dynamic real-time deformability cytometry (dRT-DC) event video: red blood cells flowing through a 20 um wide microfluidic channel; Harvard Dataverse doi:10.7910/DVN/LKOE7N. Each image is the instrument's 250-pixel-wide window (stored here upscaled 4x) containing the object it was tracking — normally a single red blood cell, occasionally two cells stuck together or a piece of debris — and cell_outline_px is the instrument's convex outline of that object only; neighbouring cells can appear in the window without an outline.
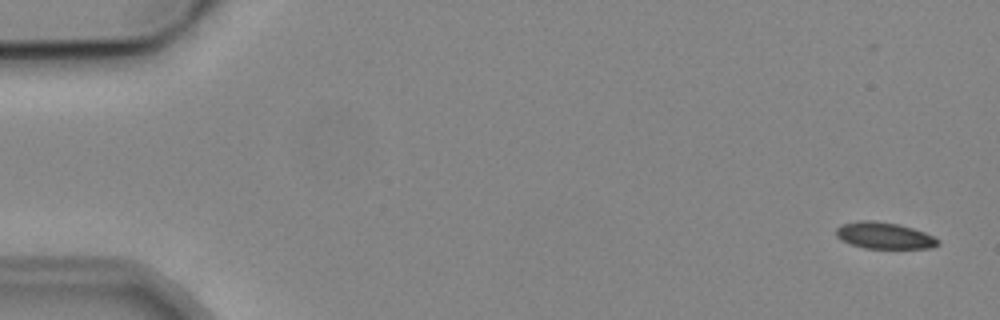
{"species": "common noctule bat (a hibernating species)", "species_latin": "Nyctalus noctula", "temperature_condition": "cold", "stored_images_in_passage": 5, "camera_frame_rate_fps": 3000, "um_per_image_px": 0.085, "animal": {"sex": "male", "body_mass_g": 19.2, "forearm_length_mm": 51.8}, "frame": {"image": 1, "passage_image": 1, "time_ms": 0.0, "image_size_px": [1000, 320], "cell_outline_px": [[940, 244], [932, 248], [864, 248], [840, 240], [836, 236], [836, 228], [844, 224], [860, 220], [872, 220], [896, 224], [912, 228], [924, 232], [940, 240]], "centroid_in_image_um": [75.16, 20.03], "position_along_channel_um": 9.8, "area_um2": 15.61}}
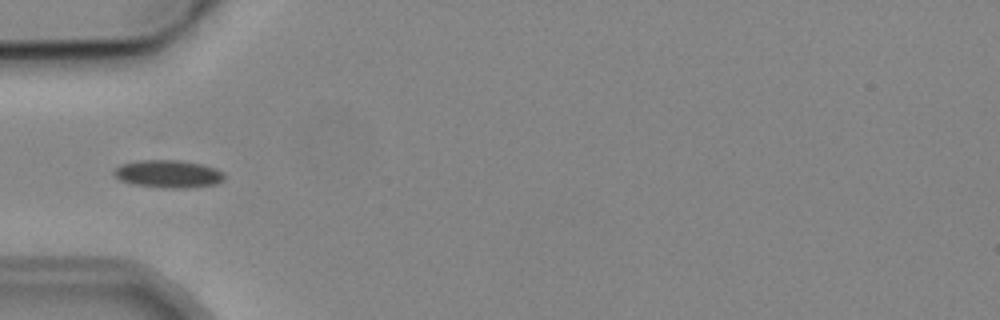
{"frame": {"image": 2, "passage_image": 5, "time_ms": 5.333, "image_size_px": [1000, 320], "cell_outline_px": [[224, 180], [216, 184], [184, 188], [168, 188], [132, 184], [120, 180], [112, 172], [120, 164], [140, 160], [180, 160], [204, 164], [216, 168], [224, 172]], "centroid_in_image_um": [14.33, 14.77], "position_along_channel_um": 70.7, "area_um2": 17.92}}